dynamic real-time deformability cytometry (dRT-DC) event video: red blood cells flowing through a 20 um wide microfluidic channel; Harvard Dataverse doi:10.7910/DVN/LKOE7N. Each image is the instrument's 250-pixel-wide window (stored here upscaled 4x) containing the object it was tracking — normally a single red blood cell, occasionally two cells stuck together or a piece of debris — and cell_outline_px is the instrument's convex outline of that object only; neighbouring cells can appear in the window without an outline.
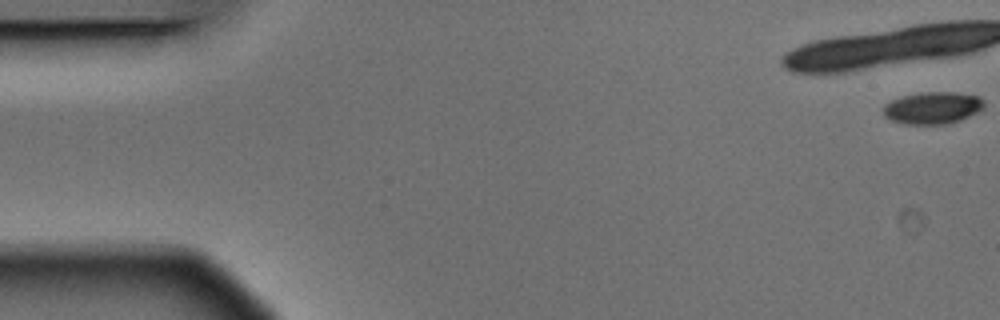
{"species": "Egyptian fruit bat (a non-hibernating species)", "species_latin": "Rousettus aegyptiacus", "temperature_condition": "warm", "stored_images_in_passage": 6, "camera_frame_rate_fps": 3000, "um_per_image_px": 0.085, "animal": {"sex": "male"}, "frame": {"image": 1, "passage_image": 1, "time_ms": 0.0, "image_size_px": [1000, 320], "cell_outline_px": [[984, 108], [960, 120], [948, 124], [904, 124], [892, 120], [884, 116], [884, 104], [900, 96], [920, 92], [952, 92], [980, 96], [984, 100]], "centroid_in_image_um": [79.27, 9.16], "position_along_channel_um": 5.7, "area_um2": 18.9}}